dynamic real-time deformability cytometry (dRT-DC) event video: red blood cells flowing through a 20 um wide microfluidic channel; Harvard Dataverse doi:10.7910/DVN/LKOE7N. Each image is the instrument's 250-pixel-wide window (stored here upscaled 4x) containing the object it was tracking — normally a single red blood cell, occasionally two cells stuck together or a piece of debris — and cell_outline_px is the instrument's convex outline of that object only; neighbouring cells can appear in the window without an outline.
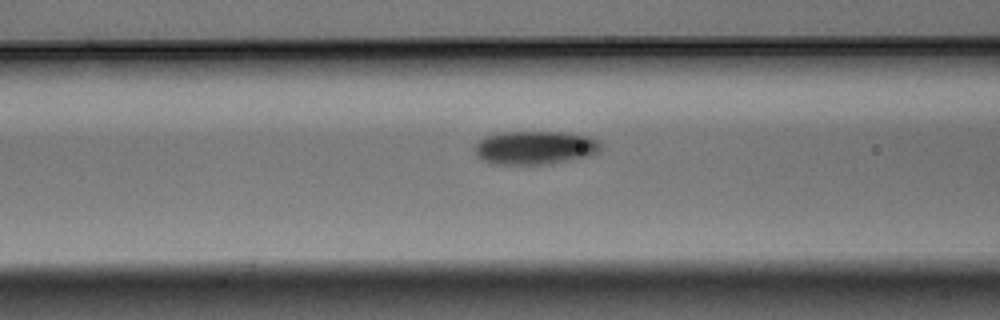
{"species": "Egyptian fruit bat (a non-hibernating species)", "species_latin": "Rousettus aegyptiacus", "temperature_condition": "warm", "stored_images_in_passage": 7, "camera_frame_rate_fps": 3000, "um_per_image_px": 0.085, "animal": {"sex": "male"}, "frame": {"image": 1, "passage_image": 6, "time_ms": 1.667, "image_size_px": [1000, 320], "cell_outline_px": [[600, 148], [596, 152], [588, 156], [552, 164], [492, 164], [480, 160], [476, 156], [476, 144], [480, 140], [488, 136], [500, 132], [564, 132], [588, 136], [600, 140]], "centroid_in_image_um": [45.47, 12.56], "position_along_channel_um": 121.1, "area_um2": 24.62}}
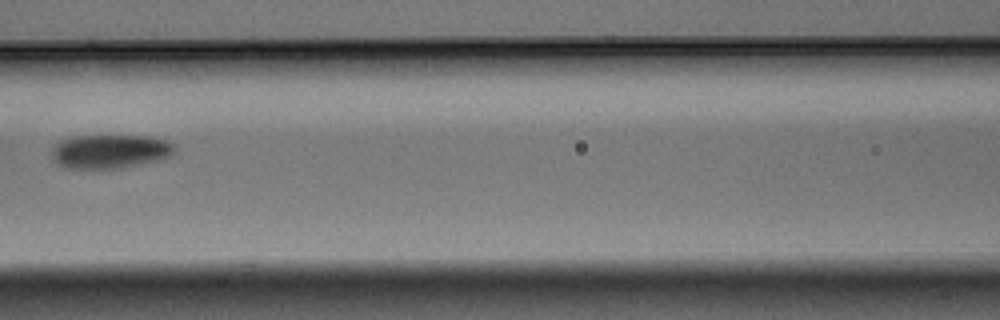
{"frame": {"image": 2, "passage_image": 7, "time_ms": 2.0, "image_size_px": [1000, 320], "cell_outline_px": [[172, 156], [160, 160], [120, 168], [64, 168], [56, 164], [52, 156], [52, 148], [56, 140], [72, 136], [148, 136], [164, 140], [172, 144]], "centroid_in_image_um": [9.27, 12.87], "position_along_channel_um": 157.3, "area_um2": 24.33}}